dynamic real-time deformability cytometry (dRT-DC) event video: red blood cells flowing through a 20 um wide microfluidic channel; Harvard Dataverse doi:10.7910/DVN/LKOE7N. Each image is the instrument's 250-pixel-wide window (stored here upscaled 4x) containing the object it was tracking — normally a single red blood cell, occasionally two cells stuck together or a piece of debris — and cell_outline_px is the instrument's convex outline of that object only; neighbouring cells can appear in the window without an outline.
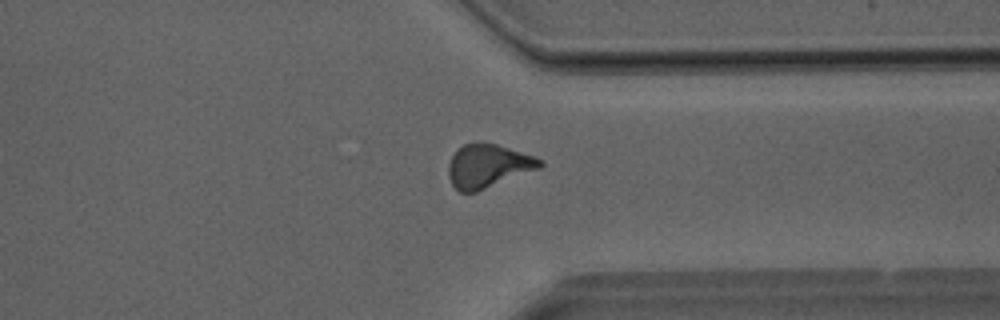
{"species": "Egyptian fruit bat (a non-hibernating species)", "species_latin": "Rousettus aegyptiacus", "temperature_condition": "room temperature", "stored_images_in_passage": 23, "camera_frame_rate_fps": 3000, "um_per_image_px": 0.085, "animal": {"sex": "male"}, "frame": {"image": 1, "passage_image": 23, "time_ms": 7.333, "image_size_px": [1000, 320], "cell_outline_px": [[544, 164], [540, 168], [476, 192], [460, 192], [452, 184], [448, 176], [448, 164], [452, 156], [464, 144], [496, 144], [536, 156], [544, 160]], "centroid_in_image_um": [41.51, 14.12], "position_along_channel_um": 369.9, "area_um2": 22.89}}